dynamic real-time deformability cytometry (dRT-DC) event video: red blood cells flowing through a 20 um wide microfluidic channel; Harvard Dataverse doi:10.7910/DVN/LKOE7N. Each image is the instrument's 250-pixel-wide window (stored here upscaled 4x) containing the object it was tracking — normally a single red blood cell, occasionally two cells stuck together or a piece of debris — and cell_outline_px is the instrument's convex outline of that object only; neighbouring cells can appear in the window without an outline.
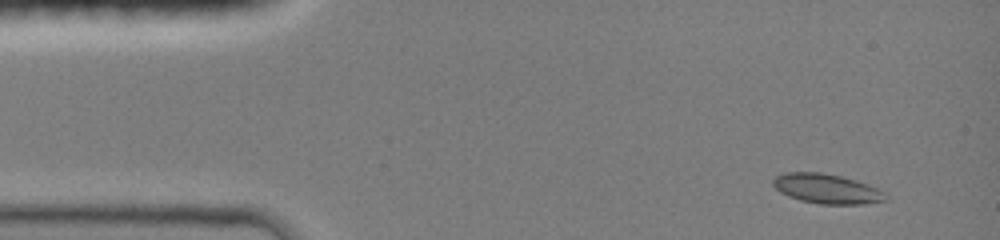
{"species": "common noctule bat (a hibernating species)", "species_latin": "Nyctalus noctula", "temperature_condition": "room temperature", "stored_images_in_passage": 35, "camera_frame_rate_fps": 3000, "um_per_image_px": 0.085, "animal": {"sex": "female", "body_mass_g": 19.0, "forearm_length_mm": 51.5}, "frame": {"image": 1, "passage_image": 2, "time_ms": 0.667, "image_size_px": [1000, 240], "cell_outline_px": [[888, 200], [864, 204], [820, 204], [800, 200], [788, 196], [780, 192], [772, 184], [772, 180], [776, 176], [788, 172], [820, 172], [840, 176], [868, 184], [884, 192], [888, 196]], "centroid_in_image_um": [70.28, 16.05], "position_along_channel_um": 14.7, "area_um2": 19.42}}
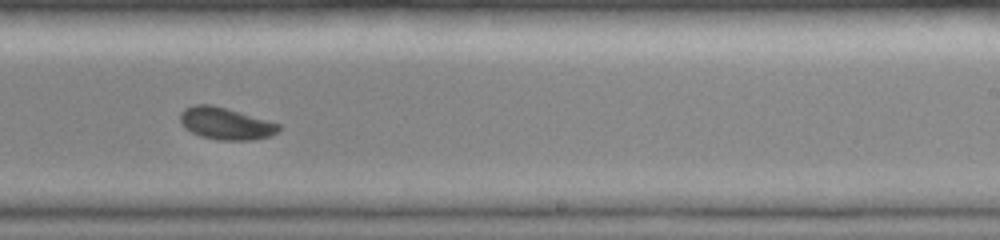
{"frame": {"image": 2, "passage_image": 19, "time_ms": 9.0, "image_size_px": [1000, 240], "cell_outline_px": [[280, 128], [272, 136], [248, 140], [220, 140], [200, 136], [184, 128], [180, 124], [180, 112], [184, 108], [192, 104], [212, 104], [280, 124]], "centroid_in_image_um": [19.13, 10.49], "position_along_channel_um": 269.9, "area_um2": 18.38}}
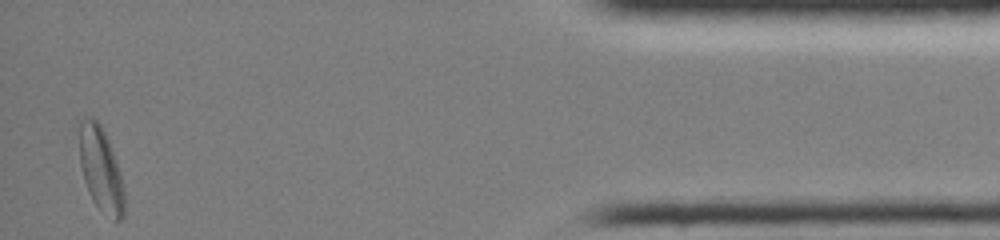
{"frame": {"image": 3, "passage_image": 35, "time_ms": 14.333, "image_size_px": [1000, 240], "cell_outline_px": [[124, 216], [120, 220], [116, 220], [100, 208], [92, 200], [88, 192], [84, 180], [80, 164], [80, 120], [84, 116], [92, 116], [100, 124], [108, 140], [116, 160], [124, 184]], "centroid_in_image_um": [8.57, 14.36], "position_along_channel_um": 426.6, "area_um2": 21.91}, "authors_computed_cell_mechanics": {"area_um2": 18.785, "velocity_mm_per_s": 4.1323, "shape_relaxation_time_tau1_ms": 4.838, "shape_relaxation_time_tau2_ms": 5.6229, "deformation_change_tau1": 0.1511, "deformation_change_tau2": 0.0767}}